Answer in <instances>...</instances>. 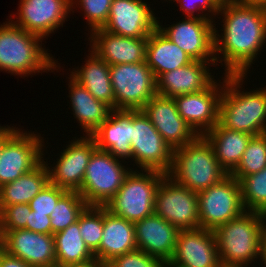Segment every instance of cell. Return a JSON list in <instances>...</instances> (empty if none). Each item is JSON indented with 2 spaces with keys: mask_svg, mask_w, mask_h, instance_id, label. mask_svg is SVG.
Masks as SVG:
<instances>
[{
  "mask_svg": "<svg viewBox=\"0 0 266 267\" xmlns=\"http://www.w3.org/2000/svg\"><path fill=\"white\" fill-rule=\"evenodd\" d=\"M218 14L224 16V32L221 36L214 28L216 64L224 61V74L247 75V70L266 44V6L234 2L221 5ZM217 53H221L222 58Z\"/></svg>",
  "mask_w": 266,
  "mask_h": 267,
  "instance_id": "6da1fadb",
  "label": "cell"
},
{
  "mask_svg": "<svg viewBox=\"0 0 266 267\" xmlns=\"http://www.w3.org/2000/svg\"><path fill=\"white\" fill-rule=\"evenodd\" d=\"M246 74H225L219 104V123L227 129L252 136L266 133V86L240 91Z\"/></svg>",
  "mask_w": 266,
  "mask_h": 267,
  "instance_id": "7a4b0ae2",
  "label": "cell"
},
{
  "mask_svg": "<svg viewBox=\"0 0 266 267\" xmlns=\"http://www.w3.org/2000/svg\"><path fill=\"white\" fill-rule=\"evenodd\" d=\"M265 220L262 212L245 211L214 231L222 266L247 267L261 258Z\"/></svg>",
  "mask_w": 266,
  "mask_h": 267,
  "instance_id": "3957f363",
  "label": "cell"
},
{
  "mask_svg": "<svg viewBox=\"0 0 266 267\" xmlns=\"http://www.w3.org/2000/svg\"><path fill=\"white\" fill-rule=\"evenodd\" d=\"M41 39L10 20L3 23L0 26V70L21 77L42 71L53 72L52 69L58 70V61L42 48Z\"/></svg>",
  "mask_w": 266,
  "mask_h": 267,
  "instance_id": "277c9868",
  "label": "cell"
},
{
  "mask_svg": "<svg viewBox=\"0 0 266 267\" xmlns=\"http://www.w3.org/2000/svg\"><path fill=\"white\" fill-rule=\"evenodd\" d=\"M227 175L204 136L173 149L172 165L167 173L175 183L196 193L217 184Z\"/></svg>",
  "mask_w": 266,
  "mask_h": 267,
  "instance_id": "5b68a950",
  "label": "cell"
},
{
  "mask_svg": "<svg viewBox=\"0 0 266 267\" xmlns=\"http://www.w3.org/2000/svg\"><path fill=\"white\" fill-rule=\"evenodd\" d=\"M131 170L117 194L105 204L112 214L136 223L154 214V202L161 180L167 175L156 170Z\"/></svg>",
  "mask_w": 266,
  "mask_h": 267,
  "instance_id": "8992f818",
  "label": "cell"
},
{
  "mask_svg": "<svg viewBox=\"0 0 266 267\" xmlns=\"http://www.w3.org/2000/svg\"><path fill=\"white\" fill-rule=\"evenodd\" d=\"M129 169L119 158L97 148L90 158L78 193L88 206H105L117 194L132 170Z\"/></svg>",
  "mask_w": 266,
  "mask_h": 267,
  "instance_id": "52a82bcc",
  "label": "cell"
},
{
  "mask_svg": "<svg viewBox=\"0 0 266 267\" xmlns=\"http://www.w3.org/2000/svg\"><path fill=\"white\" fill-rule=\"evenodd\" d=\"M116 110H141L157 94V81L145 62L110 65Z\"/></svg>",
  "mask_w": 266,
  "mask_h": 267,
  "instance_id": "ba28073f",
  "label": "cell"
},
{
  "mask_svg": "<svg viewBox=\"0 0 266 267\" xmlns=\"http://www.w3.org/2000/svg\"><path fill=\"white\" fill-rule=\"evenodd\" d=\"M197 194L200 228L215 231L246 211L240 182L230 174Z\"/></svg>",
  "mask_w": 266,
  "mask_h": 267,
  "instance_id": "9c48e42d",
  "label": "cell"
},
{
  "mask_svg": "<svg viewBox=\"0 0 266 267\" xmlns=\"http://www.w3.org/2000/svg\"><path fill=\"white\" fill-rule=\"evenodd\" d=\"M131 148L132 159L140 170L169 172L173 149L141 110H132Z\"/></svg>",
  "mask_w": 266,
  "mask_h": 267,
  "instance_id": "30bf717a",
  "label": "cell"
},
{
  "mask_svg": "<svg viewBox=\"0 0 266 267\" xmlns=\"http://www.w3.org/2000/svg\"><path fill=\"white\" fill-rule=\"evenodd\" d=\"M154 213L179 230L200 228L198 194L167 175L157 189Z\"/></svg>",
  "mask_w": 266,
  "mask_h": 267,
  "instance_id": "8fae6325",
  "label": "cell"
},
{
  "mask_svg": "<svg viewBox=\"0 0 266 267\" xmlns=\"http://www.w3.org/2000/svg\"><path fill=\"white\" fill-rule=\"evenodd\" d=\"M20 130L18 128L1 149L0 187L34 169L44 157L41 136Z\"/></svg>",
  "mask_w": 266,
  "mask_h": 267,
  "instance_id": "7c38bea8",
  "label": "cell"
},
{
  "mask_svg": "<svg viewBox=\"0 0 266 267\" xmlns=\"http://www.w3.org/2000/svg\"><path fill=\"white\" fill-rule=\"evenodd\" d=\"M213 22V16L212 19L186 17L182 22L180 20L169 27H163L157 21V29L193 60L212 61L211 65H216L214 55V27L216 24Z\"/></svg>",
  "mask_w": 266,
  "mask_h": 267,
  "instance_id": "4fadbf2b",
  "label": "cell"
},
{
  "mask_svg": "<svg viewBox=\"0 0 266 267\" xmlns=\"http://www.w3.org/2000/svg\"><path fill=\"white\" fill-rule=\"evenodd\" d=\"M97 149L91 136L75 137L66 149L57 158L55 167L50 168L46 164L49 183L67 191H79L81 189L86 168L93 152Z\"/></svg>",
  "mask_w": 266,
  "mask_h": 267,
  "instance_id": "5bb4252c",
  "label": "cell"
},
{
  "mask_svg": "<svg viewBox=\"0 0 266 267\" xmlns=\"http://www.w3.org/2000/svg\"><path fill=\"white\" fill-rule=\"evenodd\" d=\"M168 267H222L214 231L180 230Z\"/></svg>",
  "mask_w": 266,
  "mask_h": 267,
  "instance_id": "9a60e30c",
  "label": "cell"
},
{
  "mask_svg": "<svg viewBox=\"0 0 266 267\" xmlns=\"http://www.w3.org/2000/svg\"><path fill=\"white\" fill-rule=\"evenodd\" d=\"M141 111L172 149L185 146L199 136L179 115L174 98L155 94Z\"/></svg>",
  "mask_w": 266,
  "mask_h": 267,
  "instance_id": "2e32d148",
  "label": "cell"
},
{
  "mask_svg": "<svg viewBox=\"0 0 266 267\" xmlns=\"http://www.w3.org/2000/svg\"><path fill=\"white\" fill-rule=\"evenodd\" d=\"M16 26L40 36L49 37L60 25L63 27L71 13V0H20Z\"/></svg>",
  "mask_w": 266,
  "mask_h": 267,
  "instance_id": "e0dca14e",
  "label": "cell"
},
{
  "mask_svg": "<svg viewBox=\"0 0 266 267\" xmlns=\"http://www.w3.org/2000/svg\"><path fill=\"white\" fill-rule=\"evenodd\" d=\"M216 80L198 93L174 97L179 115L199 135L213 129L219 122V104L224 89Z\"/></svg>",
  "mask_w": 266,
  "mask_h": 267,
  "instance_id": "ac0fdd59",
  "label": "cell"
},
{
  "mask_svg": "<svg viewBox=\"0 0 266 267\" xmlns=\"http://www.w3.org/2000/svg\"><path fill=\"white\" fill-rule=\"evenodd\" d=\"M157 17L142 0H112L103 30L120 36L149 37L157 28Z\"/></svg>",
  "mask_w": 266,
  "mask_h": 267,
  "instance_id": "d6986e66",
  "label": "cell"
},
{
  "mask_svg": "<svg viewBox=\"0 0 266 267\" xmlns=\"http://www.w3.org/2000/svg\"><path fill=\"white\" fill-rule=\"evenodd\" d=\"M0 248L32 267L56 263L54 236L26 229L6 232L0 238Z\"/></svg>",
  "mask_w": 266,
  "mask_h": 267,
  "instance_id": "ffe728a7",
  "label": "cell"
},
{
  "mask_svg": "<svg viewBox=\"0 0 266 267\" xmlns=\"http://www.w3.org/2000/svg\"><path fill=\"white\" fill-rule=\"evenodd\" d=\"M91 50L109 65L146 61L148 37L132 38L109 33L98 28L90 32ZM92 43V44H91Z\"/></svg>",
  "mask_w": 266,
  "mask_h": 267,
  "instance_id": "44dd1931",
  "label": "cell"
},
{
  "mask_svg": "<svg viewBox=\"0 0 266 267\" xmlns=\"http://www.w3.org/2000/svg\"><path fill=\"white\" fill-rule=\"evenodd\" d=\"M137 249L161 259L172 258L179 229L155 213L134 223Z\"/></svg>",
  "mask_w": 266,
  "mask_h": 267,
  "instance_id": "7402d4cb",
  "label": "cell"
},
{
  "mask_svg": "<svg viewBox=\"0 0 266 267\" xmlns=\"http://www.w3.org/2000/svg\"><path fill=\"white\" fill-rule=\"evenodd\" d=\"M137 249L134 223L116 216L103 206V234L94 253L97 264L105 267L115 257Z\"/></svg>",
  "mask_w": 266,
  "mask_h": 267,
  "instance_id": "603a6c76",
  "label": "cell"
},
{
  "mask_svg": "<svg viewBox=\"0 0 266 267\" xmlns=\"http://www.w3.org/2000/svg\"><path fill=\"white\" fill-rule=\"evenodd\" d=\"M210 62L212 63V61L193 60L186 66L163 73L156 80L157 94L174 98L207 89L215 81L208 69Z\"/></svg>",
  "mask_w": 266,
  "mask_h": 267,
  "instance_id": "cb8c5ba5",
  "label": "cell"
},
{
  "mask_svg": "<svg viewBox=\"0 0 266 267\" xmlns=\"http://www.w3.org/2000/svg\"><path fill=\"white\" fill-rule=\"evenodd\" d=\"M91 137L98 149L121 160L132 159V110L113 109Z\"/></svg>",
  "mask_w": 266,
  "mask_h": 267,
  "instance_id": "d4e9b609",
  "label": "cell"
},
{
  "mask_svg": "<svg viewBox=\"0 0 266 267\" xmlns=\"http://www.w3.org/2000/svg\"><path fill=\"white\" fill-rule=\"evenodd\" d=\"M69 80V99L74 118L80 123L86 136H91L106 121L113 110L106 103L94 98L88 90L75 81Z\"/></svg>",
  "mask_w": 266,
  "mask_h": 267,
  "instance_id": "484cf974",
  "label": "cell"
},
{
  "mask_svg": "<svg viewBox=\"0 0 266 267\" xmlns=\"http://www.w3.org/2000/svg\"><path fill=\"white\" fill-rule=\"evenodd\" d=\"M90 56L81 68L70 72V75L97 100L115 109V96L110 78V65L103 61L95 52L90 50ZM72 73V74H71Z\"/></svg>",
  "mask_w": 266,
  "mask_h": 267,
  "instance_id": "4316f807",
  "label": "cell"
},
{
  "mask_svg": "<svg viewBox=\"0 0 266 267\" xmlns=\"http://www.w3.org/2000/svg\"><path fill=\"white\" fill-rule=\"evenodd\" d=\"M193 59L157 28L149 34L146 63L156 80L163 74L191 63Z\"/></svg>",
  "mask_w": 266,
  "mask_h": 267,
  "instance_id": "83f0119b",
  "label": "cell"
},
{
  "mask_svg": "<svg viewBox=\"0 0 266 267\" xmlns=\"http://www.w3.org/2000/svg\"><path fill=\"white\" fill-rule=\"evenodd\" d=\"M214 149L220 166L230 174L239 164L252 135L218 124L203 135Z\"/></svg>",
  "mask_w": 266,
  "mask_h": 267,
  "instance_id": "f1b7e54d",
  "label": "cell"
},
{
  "mask_svg": "<svg viewBox=\"0 0 266 267\" xmlns=\"http://www.w3.org/2000/svg\"><path fill=\"white\" fill-rule=\"evenodd\" d=\"M48 183V170L42 159L34 169L0 187V206L28 204Z\"/></svg>",
  "mask_w": 266,
  "mask_h": 267,
  "instance_id": "f546056e",
  "label": "cell"
},
{
  "mask_svg": "<svg viewBox=\"0 0 266 267\" xmlns=\"http://www.w3.org/2000/svg\"><path fill=\"white\" fill-rule=\"evenodd\" d=\"M54 236L56 263L67 266L97 264L94 254L86 246L78 220Z\"/></svg>",
  "mask_w": 266,
  "mask_h": 267,
  "instance_id": "4dcf8cb0",
  "label": "cell"
},
{
  "mask_svg": "<svg viewBox=\"0 0 266 267\" xmlns=\"http://www.w3.org/2000/svg\"><path fill=\"white\" fill-rule=\"evenodd\" d=\"M88 205L77 191H67L55 205L50 214L51 235L63 231L78 220Z\"/></svg>",
  "mask_w": 266,
  "mask_h": 267,
  "instance_id": "1f68e13d",
  "label": "cell"
},
{
  "mask_svg": "<svg viewBox=\"0 0 266 267\" xmlns=\"http://www.w3.org/2000/svg\"><path fill=\"white\" fill-rule=\"evenodd\" d=\"M266 167V133L253 136L237 167L230 173L240 181L243 177L260 172Z\"/></svg>",
  "mask_w": 266,
  "mask_h": 267,
  "instance_id": "d6a6232c",
  "label": "cell"
},
{
  "mask_svg": "<svg viewBox=\"0 0 266 267\" xmlns=\"http://www.w3.org/2000/svg\"><path fill=\"white\" fill-rule=\"evenodd\" d=\"M242 202L246 211L266 213V167L240 181Z\"/></svg>",
  "mask_w": 266,
  "mask_h": 267,
  "instance_id": "836d02e7",
  "label": "cell"
},
{
  "mask_svg": "<svg viewBox=\"0 0 266 267\" xmlns=\"http://www.w3.org/2000/svg\"><path fill=\"white\" fill-rule=\"evenodd\" d=\"M80 234L94 254L100 246L103 234V206H87L79 215Z\"/></svg>",
  "mask_w": 266,
  "mask_h": 267,
  "instance_id": "e575fe53",
  "label": "cell"
},
{
  "mask_svg": "<svg viewBox=\"0 0 266 267\" xmlns=\"http://www.w3.org/2000/svg\"><path fill=\"white\" fill-rule=\"evenodd\" d=\"M30 211L26 203L0 206V238L8 231L26 229Z\"/></svg>",
  "mask_w": 266,
  "mask_h": 267,
  "instance_id": "d590c367",
  "label": "cell"
},
{
  "mask_svg": "<svg viewBox=\"0 0 266 267\" xmlns=\"http://www.w3.org/2000/svg\"><path fill=\"white\" fill-rule=\"evenodd\" d=\"M73 4L80 5L84 10L83 14L92 32L95 29L102 28L107 22L112 0H71V11L73 10Z\"/></svg>",
  "mask_w": 266,
  "mask_h": 267,
  "instance_id": "8d00e7d4",
  "label": "cell"
},
{
  "mask_svg": "<svg viewBox=\"0 0 266 267\" xmlns=\"http://www.w3.org/2000/svg\"><path fill=\"white\" fill-rule=\"evenodd\" d=\"M67 190L48 183L28 204L36 213L50 216L58 200Z\"/></svg>",
  "mask_w": 266,
  "mask_h": 267,
  "instance_id": "74e56055",
  "label": "cell"
},
{
  "mask_svg": "<svg viewBox=\"0 0 266 267\" xmlns=\"http://www.w3.org/2000/svg\"><path fill=\"white\" fill-rule=\"evenodd\" d=\"M166 264L155 256L148 255L142 250L135 249L115 257L105 267H165Z\"/></svg>",
  "mask_w": 266,
  "mask_h": 267,
  "instance_id": "f35d334b",
  "label": "cell"
},
{
  "mask_svg": "<svg viewBox=\"0 0 266 267\" xmlns=\"http://www.w3.org/2000/svg\"><path fill=\"white\" fill-rule=\"evenodd\" d=\"M178 2L180 5L182 11L186 14L185 16L188 18H198V19H211L212 15H219V8L220 6L216 3L214 0H173V2ZM198 12V14L195 16L194 12ZM204 11H207L208 13H212L211 16L207 12L202 15L201 14ZM208 14V15H207ZM207 15V16H206Z\"/></svg>",
  "mask_w": 266,
  "mask_h": 267,
  "instance_id": "ab89813d",
  "label": "cell"
},
{
  "mask_svg": "<svg viewBox=\"0 0 266 267\" xmlns=\"http://www.w3.org/2000/svg\"><path fill=\"white\" fill-rule=\"evenodd\" d=\"M51 218L46 214L36 213L31 210L26 221V230L42 234H51Z\"/></svg>",
  "mask_w": 266,
  "mask_h": 267,
  "instance_id": "60d3db41",
  "label": "cell"
},
{
  "mask_svg": "<svg viewBox=\"0 0 266 267\" xmlns=\"http://www.w3.org/2000/svg\"><path fill=\"white\" fill-rule=\"evenodd\" d=\"M0 267H32L23 260L7 254L0 248Z\"/></svg>",
  "mask_w": 266,
  "mask_h": 267,
  "instance_id": "b9f144b4",
  "label": "cell"
},
{
  "mask_svg": "<svg viewBox=\"0 0 266 267\" xmlns=\"http://www.w3.org/2000/svg\"><path fill=\"white\" fill-rule=\"evenodd\" d=\"M15 128V129H14ZM17 131L16 127H10L7 125V127H1L0 126V152L4 145V143Z\"/></svg>",
  "mask_w": 266,
  "mask_h": 267,
  "instance_id": "7bdbcfd3",
  "label": "cell"
},
{
  "mask_svg": "<svg viewBox=\"0 0 266 267\" xmlns=\"http://www.w3.org/2000/svg\"><path fill=\"white\" fill-rule=\"evenodd\" d=\"M260 259L262 260V263H264V266L266 267V229L264 230L263 237H262L261 258Z\"/></svg>",
  "mask_w": 266,
  "mask_h": 267,
  "instance_id": "ee69618b",
  "label": "cell"
},
{
  "mask_svg": "<svg viewBox=\"0 0 266 267\" xmlns=\"http://www.w3.org/2000/svg\"><path fill=\"white\" fill-rule=\"evenodd\" d=\"M237 2L245 4H261L266 6V0H237Z\"/></svg>",
  "mask_w": 266,
  "mask_h": 267,
  "instance_id": "f6af8a7d",
  "label": "cell"
},
{
  "mask_svg": "<svg viewBox=\"0 0 266 267\" xmlns=\"http://www.w3.org/2000/svg\"><path fill=\"white\" fill-rule=\"evenodd\" d=\"M214 1H216V3L219 6L237 2V0H214Z\"/></svg>",
  "mask_w": 266,
  "mask_h": 267,
  "instance_id": "bcb514c9",
  "label": "cell"
},
{
  "mask_svg": "<svg viewBox=\"0 0 266 267\" xmlns=\"http://www.w3.org/2000/svg\"><path fill=\"white\" fill-rule=\"evenodd\" d=\"M66 267H102L99 264H88V265H84V266H67Z\"/></svg>",
  "mask_w": 266,
  "mask_h": 267,
  "instance_id": "7dc6e473",
  "label": "cell"
},
{
  "mask_svg": "<svg viewBox=\"0 0 266 267\" xmlns=\"http://www.w3.org/2000/svg\"><path fill=\"white\" fill-rule=\"evenodd\" d=\"M44 267H66V265L59 264V263H53Z\"/></svg>",
  "mask_w": 266,
  "mask_h": 267,
  "instance_id": "c3c4849f",
  "label": "cell"
},
{
  "mask_svg": "<svg viewBox=\"0 0 266 267\" xmlns=\"http://www.w3.org/2000/svg\"><path fill=\"white\" fill-rule=\"evenodd\" d=\"M222 267H240V266H222Z\"/></svg>",
  "mask_w": 266,
  "mask_h": 267,
  "instance_id": "681fc988",
  "label": "cell"
}]
</instances>
